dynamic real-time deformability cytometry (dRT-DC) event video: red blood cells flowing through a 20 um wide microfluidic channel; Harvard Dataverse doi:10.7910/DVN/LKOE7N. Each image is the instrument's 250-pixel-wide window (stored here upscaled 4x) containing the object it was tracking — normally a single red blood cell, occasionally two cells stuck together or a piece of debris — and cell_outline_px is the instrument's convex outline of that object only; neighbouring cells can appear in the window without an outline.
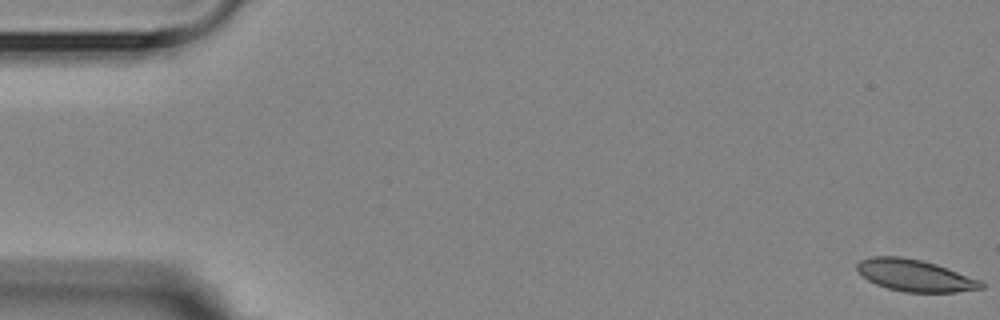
{"species": "Egyptian fruit bat (a non-hibernating species)", "species_latin": "Rousettus aegyptiacus", "temperature_condition": "room temperature", "stored_images_in_passage": 5, "camera_frame_rate_fps": 3000, "um_per_image_px": 0.085, "animal": {"sex": "female"}, "frame": {"image": 1, "passage_image": 1, "time_ms": 0.0, "image_size_px": [1000, 320], "cell_outline_px": [[984, 288], [956, 292], [904, 292], [888, 288], [876, 284], [868, 280], [856, 268], [856, 264], [860, 260], [872, 256], [900, 256], [920, 260], [936, 264], [980, 280], [984, 284]], "centroid_in_image_um": [77.76, 23.41], "position_along_channel_um": 7.2, "area_um2": 22.83}}
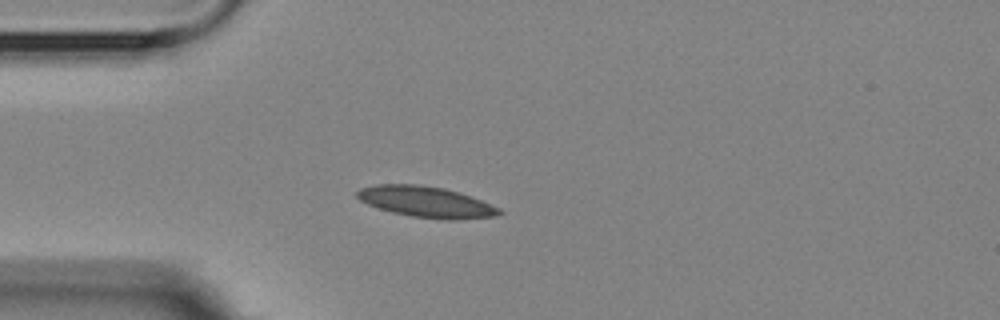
{"frame": {"image": 2, "passage_image": 5, "time_ms": 4.667, "image_size_px": [1000, 320], "cell_outline_px": [[504, 212], [496, 216], [460, 220], [444, 220], [412, 216], [392, 212], [368, 204], [360, 200], [356, 196], [356, 192], [360, 188], [376, 184], [412, 184], [444, 188], [480, 200], [500, 208]], "centroid_in_image_um": [36.22, 17.17], "position_along_channel_um": 48.8, "area_um2": 25.43}}